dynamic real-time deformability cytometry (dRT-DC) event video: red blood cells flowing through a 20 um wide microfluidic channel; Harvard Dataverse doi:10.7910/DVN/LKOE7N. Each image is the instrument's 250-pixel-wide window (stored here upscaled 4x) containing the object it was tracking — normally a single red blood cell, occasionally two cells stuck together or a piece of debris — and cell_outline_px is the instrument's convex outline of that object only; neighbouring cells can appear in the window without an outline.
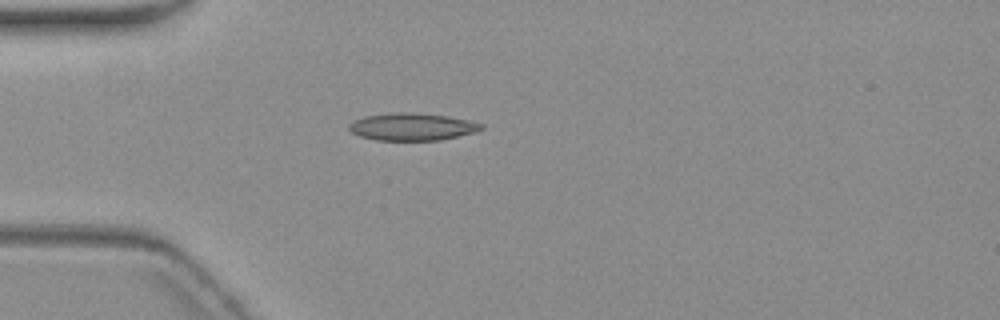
{"species": "common noctule bat (a hibernating species)", "species_latin": "Nyctalus noctula", "temperature_condition": "warm", "stored_images_in_passage": 2, "camera_frame_rate_fps": 3000, "um_per_image_px": 0.085, "animal": {"sex": "female", "body_mass_g": 19.3, "forearm_length_mm": 54.1}, "frame": {"image": 1, "passage_image": 1, "time_ms": 0.0, "image_size_px": [1000, 320], "cell_outline_px": [[484, 128], [476, 132], [440, 140], [376, 140], [360, 136], [352, 132], [348, 128], [348, 124], [364, 116], [400, 112], [416, 112], [448, 116], [468, 120], [484, 124]], "centroid_in_image_um": [35.06, 10.77], "position_along_channel_um": 49.9, "area_um2": 21.1}}